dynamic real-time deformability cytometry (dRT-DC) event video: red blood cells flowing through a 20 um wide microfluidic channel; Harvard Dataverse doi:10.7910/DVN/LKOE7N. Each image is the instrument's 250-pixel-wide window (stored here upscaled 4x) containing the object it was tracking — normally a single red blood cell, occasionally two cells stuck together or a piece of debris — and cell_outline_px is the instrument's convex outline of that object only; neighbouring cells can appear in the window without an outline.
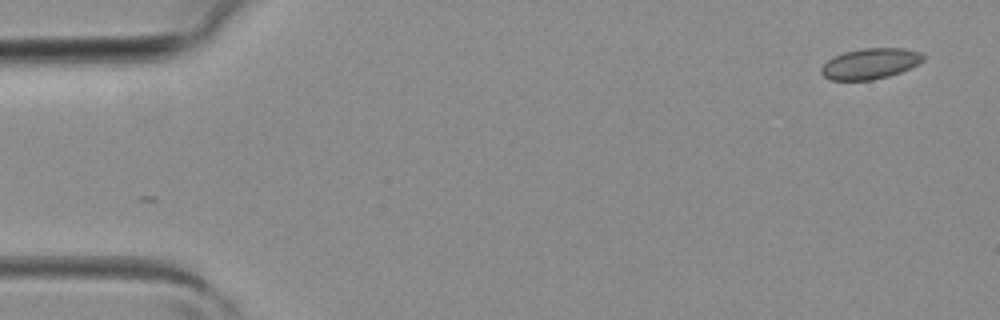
{"species": "common noctule bat (a hibernating species)", "species_latin": "Nyctalus noctula", "temperature_condition": "room temperature", "stored_images_in_passage": 5, "camera_frame_rate_fps": 3000, "um_per_image_px": 0.085, "animal": {"sex": "female", "body_mass_g": 19.3, "forearm_length_mm": 54.1}, "frame": {"image": 1, "passage_image": 1, "time_ms": 0.0, "image_size_px": [1000, 320], "cell_outline_px": [[924, 60], [900, 72], [888, 76], [872, 80], [832, 80], [824, 76], [820, 72], [820, 68], [832, 56], [844, 52], [864, 48], [904, 48], [920, 52], [924, 56]], "centroid_in_image_um": [73.94, 5.4], "position_along_channel_um": 11.1, "area_um2": 18.15}}